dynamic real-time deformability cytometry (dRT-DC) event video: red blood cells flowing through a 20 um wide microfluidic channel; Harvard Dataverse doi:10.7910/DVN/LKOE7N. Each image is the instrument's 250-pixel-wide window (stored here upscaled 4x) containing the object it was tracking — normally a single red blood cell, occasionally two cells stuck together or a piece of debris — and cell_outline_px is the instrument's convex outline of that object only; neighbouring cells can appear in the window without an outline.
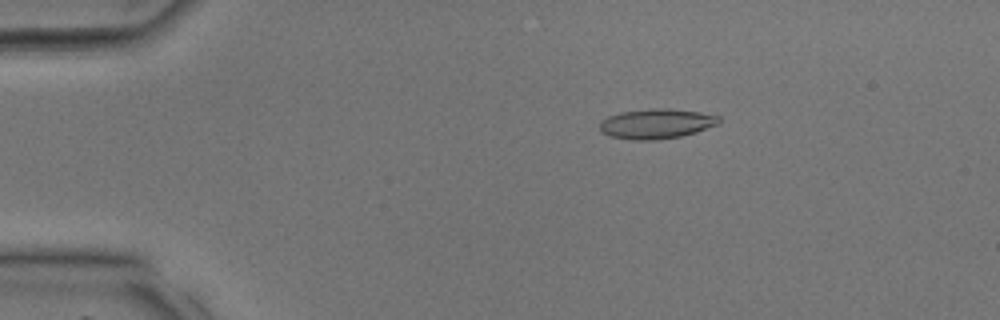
{"species": "common noctule bat (a hibernating species)", "species_latin": "Nyctalus noctula", "temperature_condition": "room temperature", "stored_images_in_passage": 37, "camera_frame_rate_fps": 3000, "um_per_image_px": 0.085, "animal": {"sex": "male", "body_mass_g": 17.9, "forearm_length_mm": 54.2}, "frame": {"image": 1, "passage_image": 7, "time_ms": 2.0, "image_size_px": [1000, 320], "cell_outline_px": [[720, 120], [716, 124], [696, 132], [680, 136], [656, 140], [636, 140], [608, 136], [600, 132], [600, 120], [608, 116], [620, 112], [652, 108], [664, 108], [700, 112], [720, 116]], "centroid_in_image_um": [55.74, 10.51], "position_along_channel_um": 29.3, "area_um2": 20.75}}
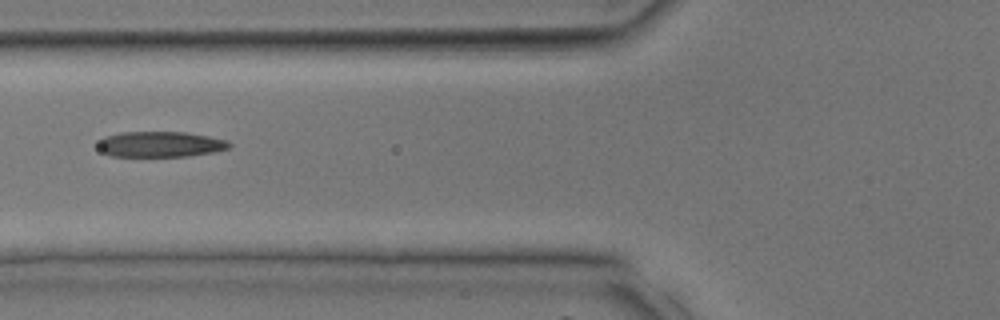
{"frame": {"image": 2, "passage_image": 15, "time_ms": 4.667, "image_size_px": [1000, 320], "cell_outline_px": [[232, 144], [228, 148], [216, 152], [188, 156], [112, 156], [104, 152], [96, 144], [104, 136], [120, 132], [184, 132], [208, 136], [228, 140]], "centroid_in_image_um": [13.65, 12.26], "position_along_channel_um": 112.2, "area_um2": 19.59}}
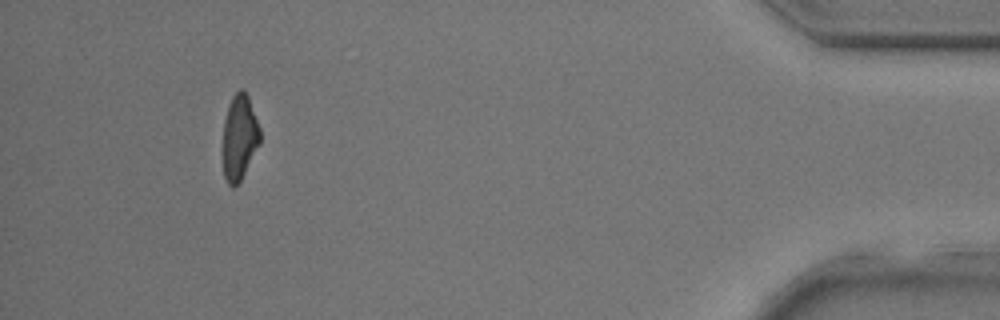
{"frame": {"image": 3, "passage_image": 35, "time_ms": 11.333, "image_size_px": [1000, 320], "cell_outline_px": [[260, 144], [240, 180], [232, 188], [228, 184], [224, 176], [224, 120], [228, 104], [232, 96], [240, 88], [244, 88], [248, 96], [260, 128]], "centroid_in_image_um": [20.36, 11.63], "position_along_channel_um": 414.8, "area_um2": 18.26}}